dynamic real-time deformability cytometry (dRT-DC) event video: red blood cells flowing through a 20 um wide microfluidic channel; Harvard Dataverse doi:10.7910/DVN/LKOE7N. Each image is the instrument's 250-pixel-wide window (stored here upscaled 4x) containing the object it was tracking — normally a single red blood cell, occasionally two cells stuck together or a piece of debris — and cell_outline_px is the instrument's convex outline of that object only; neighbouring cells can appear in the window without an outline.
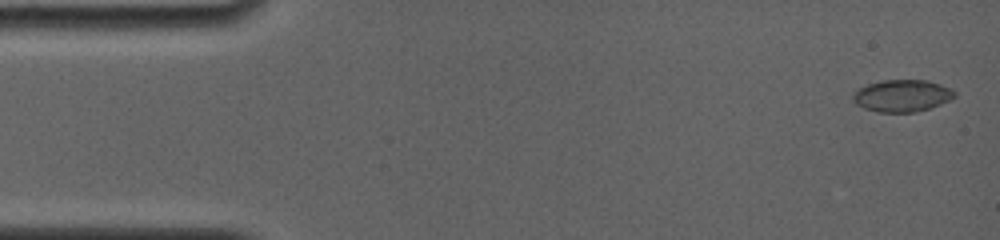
{"species": "common noctule bat (a hibernating species)", "species_latin": "Nyctalus noctula", "temperature_condition": "room temperature", "stored_images_in_passage": 5, "camera_frame_rate_fps": 4000, "um_per_image_px": 0.085, "animal": {"sex": "female", "body_mass_g": 19.0, "forearm_length_mm": 56.7}, "frame": {"image": 1, "passage_image": 1, "time_ms": 0.0, "image_size_px": [1000, 240], "cell_outline_px": [[956, 96], [940, 104], [928, 108], [912, 112], [880, 112], [864, 108], [856, 104], [852, 100], [852, 92], [856, 88], [880, 80], [928, 80], [952, 88], [956, 92]], "centroid_in_image_um": [76.64, 8.12], "position_along_channel_um": 8.4, "area_um2": 19.07}}
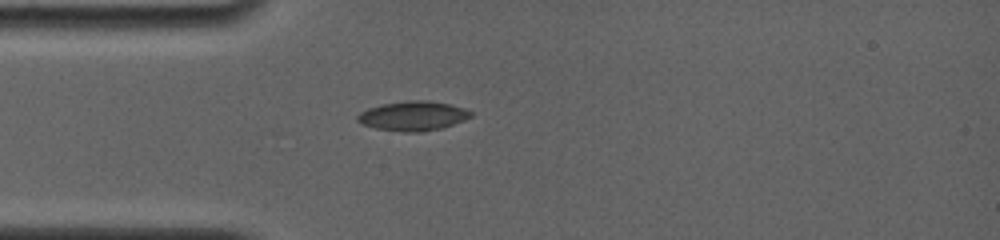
{"frame": {"image": 2, "passage_image": 5, "time_ms": 4.0, "image_size_px": [1000, 240], "cell_outline_px": [[472, 116], [464, 120], [440, 128], [424, 132], [404, 132], [376, 128], [364, 124], [356, 120], [356, 116], [360, 112], [368, 108], [380, 104], [408, 100], [428, 100], [448, 104], [464, 108], [472, 112]], "centroid_in_image_um": [35.08, 9.84], "position_along_channel_um": 49.9, "area_um2": 19.42}}